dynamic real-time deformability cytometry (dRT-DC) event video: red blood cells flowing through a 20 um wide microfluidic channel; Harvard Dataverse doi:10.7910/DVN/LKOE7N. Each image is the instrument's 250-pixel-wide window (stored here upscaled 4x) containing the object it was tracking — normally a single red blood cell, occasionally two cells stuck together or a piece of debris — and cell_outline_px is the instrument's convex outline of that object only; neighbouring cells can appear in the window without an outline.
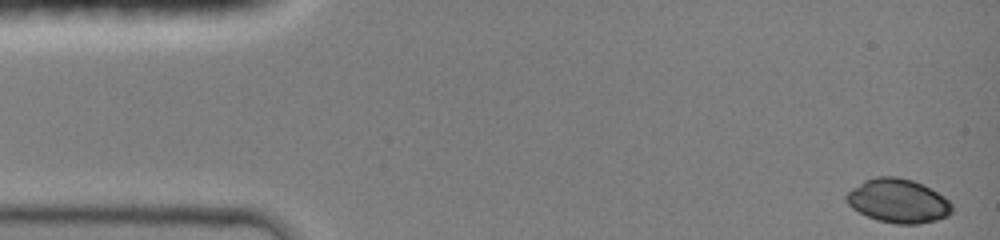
{"species": "common noctule bat (a hibernating species)", "species_latin": "Nyctalus noctula", "temperature_condition": "room temperature", "stored_images_in_passage": 42, "camera_frame_rate_fps": 3000, "um_per_image_px": 0.085, "animal": {"sex": "female", "body_mass_g": 19.0, "forearm_length_mm": 51.5}, "frame": {"image": 1, "passage_image": 1, "time_ms": 0.0, "image_size_px": [1000, 240], "cell_outline_px": [[952, 212], [948, 216], [936, 220], [920, 224], [896, 224], [876, 220], [852, 208], [848, 204], [844, 196], [852, 188], [864, 180], [876, 176], [896, 176], [912, 180], [944, 196], [952, 204]], "centroid_in_image_um": [76.32, 17.08], "position_along_channel_um": 8.7, "area_um2": 26.99}}
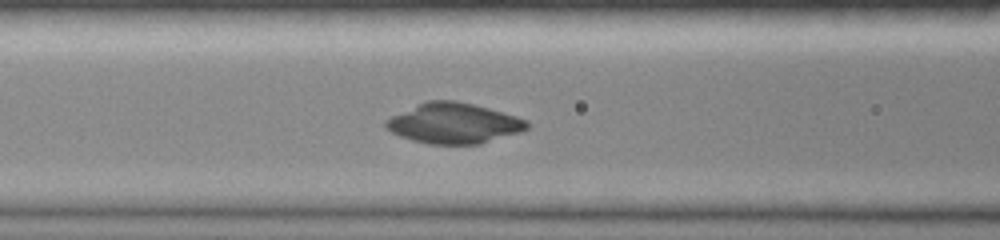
{"frame": {"image": 2, "passage_image": 18, "time_ms": 5.667, "image_size_px": [1000, 240], "cell_outline_px": [[528, 128], [520, 132], [480, 144], [428, 144], [412, 140], [400, 136], [392, 132], [384, 124], [384, 120], [392, 116], [428, 100], [456, 100], [488, 108], [516, 116], [528, 120]], "centroid_in_image_um": [38.58, 10.48], "position_along_channel_um": 128.0, "area_um2": 32.95}}
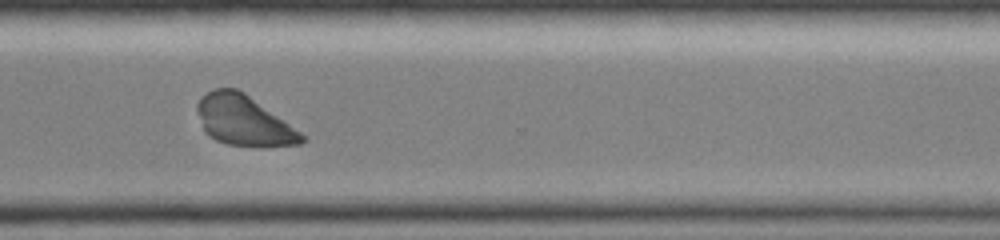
{"frame": {"image": 3, "passage_image": 34, "time_ms": 11.0, "image_size_px": [1000, 240], "cell_outline_px": [[308, 140], [300, 144], [228, 144], [216, 140], [208, 136], [204, 132], [196, 108], [196, 104], [200, 96], [216, 88], [236, 88], [244, 92], [308, 136]], "centroid_in_image_um": [20.7, 10.2], "position_along_channel_um": 349.9, "area_um2": 30.06}}